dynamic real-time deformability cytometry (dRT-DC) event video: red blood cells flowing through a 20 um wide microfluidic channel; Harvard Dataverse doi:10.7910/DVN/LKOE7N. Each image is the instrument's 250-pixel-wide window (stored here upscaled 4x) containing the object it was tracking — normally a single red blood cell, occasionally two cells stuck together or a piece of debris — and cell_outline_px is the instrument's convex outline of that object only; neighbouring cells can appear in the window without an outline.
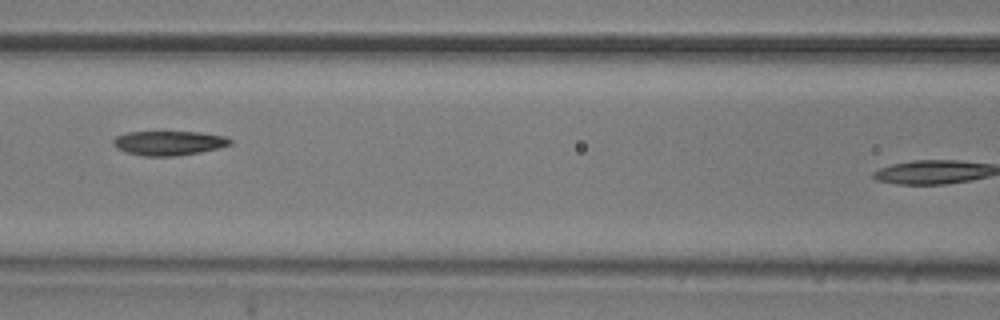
{"species": "common noctule bat (a hibernating species)", "species_latin": "Nyctalus noctula", "temperature_condition": "room temperature", "stored_images_in_passage": 5, "camera_frame_rate_fps": 3000, "um_per_image_px": 0.085, "animal": {"sex": "male", "body_mass_g": 20.5, "forearm_length_mm": 52.5}, "frame": {"image": 1, "passage_image": 3, "time_ms": 0.667, "image_size_px": [1000, 320], "cell_outline_px": [[232, 144], [220, 148], [200, 152], [172, 156], [140, 156], [124, 152], [116, 148], [112, 144], [112, 140], [116, 136], [128, 132], [200, 132], [224, 136], [232, 140]], "centroid_in_image_um": [14.32, 12.16], "position_along_channel_um": 152.3, "area_um2": 16.76}}
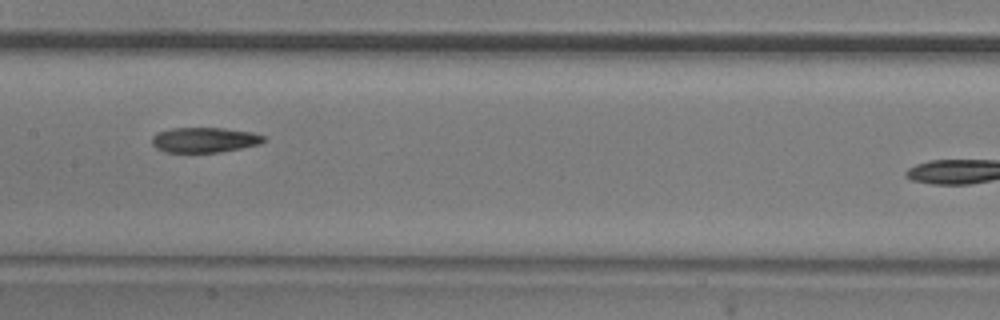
{"frame": {"image": 2, "passage_image": 4, "time_ms": 1.0, "image_size_px": [1000, 320], "cell_outline_px": [[264, 140], [260, 144], [220, 152], [164, 152], [156, 148], [152, 144], [152, 136], [156, 132], [172, 128], [224, 128], [252, 132], [264, 136]], "centroid_in_image_um": [17.34, 11.89], "position_along_channel_um": 190.1, "area_um2": 16.36}}